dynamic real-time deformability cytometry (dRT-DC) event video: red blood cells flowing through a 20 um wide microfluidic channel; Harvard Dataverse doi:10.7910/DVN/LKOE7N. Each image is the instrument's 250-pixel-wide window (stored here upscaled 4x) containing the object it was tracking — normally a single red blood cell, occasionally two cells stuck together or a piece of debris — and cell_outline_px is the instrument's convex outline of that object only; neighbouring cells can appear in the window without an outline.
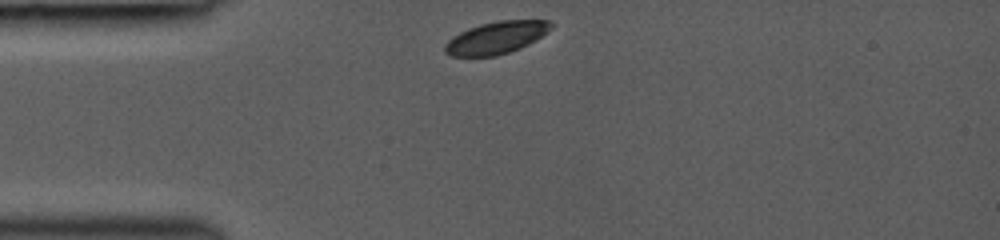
{"species": "common noctule bat (a hibernating species)", "species_latin": "Nyctalus noctula", "temperature_condition": "room temperature", "stored_images_in_passage": 34, "camera_frame_rate_fps": 3000, "um_per_image_px": 0.085, "animal": {"sex": "female", "body_mass_g": 19.0, "forearm_length_mm": 53.3}, "frame": {"image": 1, "passage_image": 1, "time_ms": 0.0, "image_size_px": [1000, 240], "cell_outline_px": [[552, 28], [548, 32], [528, 44], [520, 48], [496, 56], [452, 56], [444, 52], [444, 44], [452, 36], [468, 28], [480, 24], [500, 20], [552, 20]], "centroid_in_image_um": [42.17, 3.19], "position_along_channel_um": 42.8, "area_um2": 20.0}}
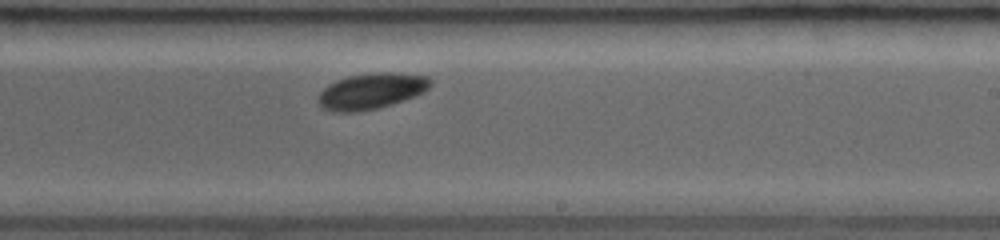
{"frame": {"image": 2, "passage_image": 20, "time_ms": 5.667, "image_size_px": [1000, 240], "cell_outline_px": [[432, 84], [424, 92], [416, 96], [392, 104], [376, 108], [356, 112], [332, 112], [320, 108], [316, 100], [320, 92], [324, 88], [336, 80], [348, 76], [372, 72], [388, 72], [428, 76], [432, 80]], "centroid_in_image_um": [31.54, 7.75], "position_along_channel_um": 257.5, "area_um2": 23.76}}
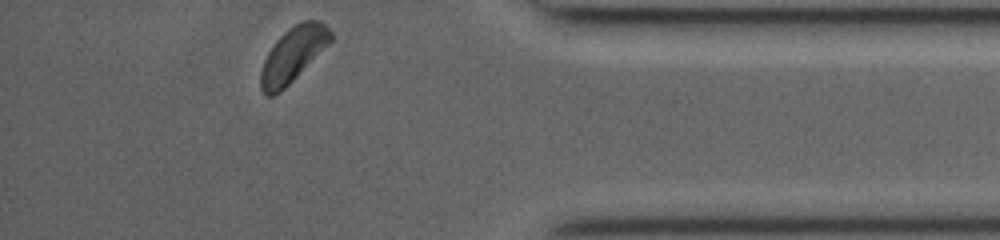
{"frame": {"image": 3, "passage_image": 33, "time_ms": 9.667, "image_size_px": [1000, 240], "cell_outline_px": [[332, 40], [280, 92], [272, 96], [264, 96], [260, 88], [260, 72], [264, 60], [268, 52], [276, 40], [288, 28], [304, 20], [320, 20], [332, 32]], "centroid_in_image_um": [24.87, 4.63], "position_along_channel_um": 410.3, "area_um2": 21.96}}